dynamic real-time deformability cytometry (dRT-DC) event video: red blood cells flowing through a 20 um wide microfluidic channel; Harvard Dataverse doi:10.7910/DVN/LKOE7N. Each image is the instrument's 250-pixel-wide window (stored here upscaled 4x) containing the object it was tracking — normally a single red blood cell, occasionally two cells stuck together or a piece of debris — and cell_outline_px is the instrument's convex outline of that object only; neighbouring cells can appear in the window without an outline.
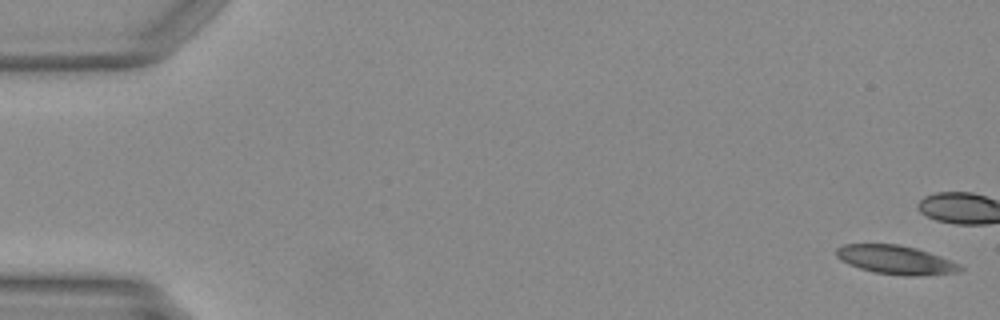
{"species": "Egyptian fruit bat (a non-hibernating species)", "species_latin": "Rousettus aegyptiacus", "temperature_condition": "warm", "stored_images_in_passage": 3, "camera_frame_rate_fps": 3000, "um_per_image_px": 0.085, "animal": {"sex": "female"}, "frame": {"image": 1, "passage_image": 1, "time_ms": 0.0, "image_size_px": [1000, 320], "cell_outline_px": [[964, 268], [960, 272], [920, 276], [904, 276], [876, 272], [860, 268], [848, 264], [840, 260], [836, 256], [836, 248], [844, 244], [896, 244], [916, 248], [940, 256], [960, 264]], "centroid_in_image_um": [76.15, 22.09], "position_along_channel_um": 8.8, "area_um2": 20.81}}